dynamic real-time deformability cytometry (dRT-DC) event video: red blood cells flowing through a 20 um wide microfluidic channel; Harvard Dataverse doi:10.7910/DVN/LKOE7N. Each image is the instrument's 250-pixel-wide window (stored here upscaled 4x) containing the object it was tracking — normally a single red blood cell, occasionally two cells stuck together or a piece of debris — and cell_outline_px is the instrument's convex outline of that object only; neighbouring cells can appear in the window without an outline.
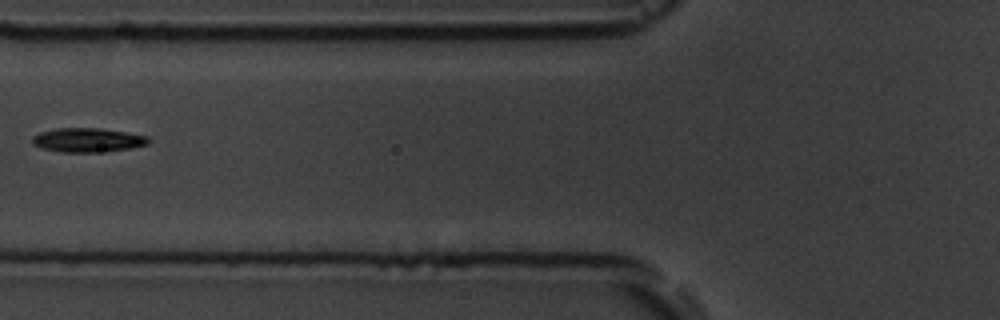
{"species": "common noctule bat (a hibernating species)", "species_latin": "Nyctalus noctula", "temperature_condition": "room temperature", "stored_images_in_passage": 6, "camera_frame_rate_fps": 3000, "um_per_image_px": 0.085, "animal": {"sex": "male", "body_mass_g": 19.5, "forearm_length_mm": 54.6}, "frame": {"image": 1, "passage_image": 6, "time_ms": 5.333, "image_size_px": [1000, 320], "cell_outline_px": [[152, 140], [148, 144], [128, 148], [96, 152], [60, 152], [40, 148], [32, 144], [32, 136], [40, 132], [56, 128], [100, 128], [148, 136]], "centroid_in_image_um": [7.41, 11.9], "position_along_channel_um": 118.4, "area_um2": 16.3}}